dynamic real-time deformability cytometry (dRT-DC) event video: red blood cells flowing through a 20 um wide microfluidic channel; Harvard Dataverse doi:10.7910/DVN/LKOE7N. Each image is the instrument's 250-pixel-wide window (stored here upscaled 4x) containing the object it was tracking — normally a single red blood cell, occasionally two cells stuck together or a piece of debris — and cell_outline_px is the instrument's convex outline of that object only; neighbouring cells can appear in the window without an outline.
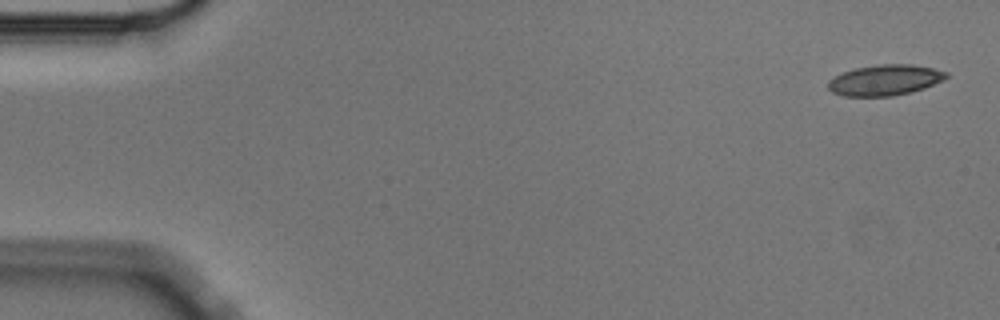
{"species": "Egyptian fruit bat (a non-hibernating species)", "species_latin": "Rousettus aegyptiacus", "temperature_condition": "cold", "stored_images_in_passage": 6, "camera_frame_rate_fps": 3000, "um_per_image_px": 0.085, "animal": {"sex": "male"}, "frame": {"image": 1, "passage_image": 1, "time_ms": 0.0, "image_size_px": [1000, 320], "cell_outline_px": [[948, 76], [944, 80], [924, 88], [912, 92], [892, 96], [844, 96], [832, 92], [828, 88], [828, 80], [844, 72], [856, 68], [880, 64], [912, 64], [932, 68], [948, 72]], "centroid_in_image_um": [75.24, 6.81], "position_along_channel_um": 9.8, "area_um2": 21.1}}
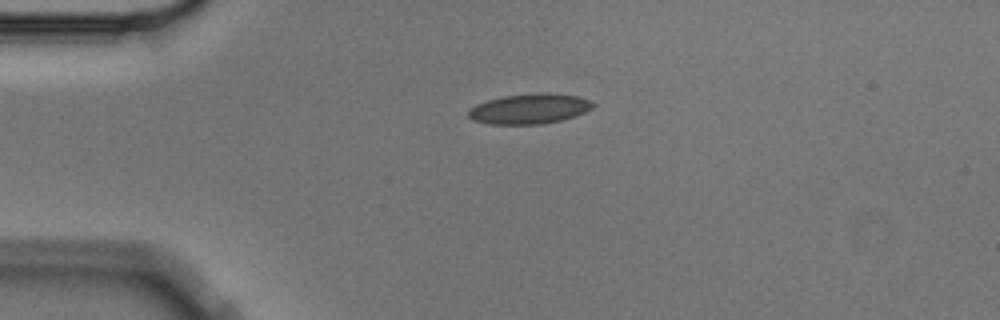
{"frame": {"image": 2, "passage_image": 4, "time_ms": 1.0, "image_size_px": [1000, 320], "cell_outline_px": [[596, 104], [592, 108], [576, 116], [560, 120], [540, 124], [488, 124], [472, 120], [468, 116], [468, 112], [476, 104], [500, 96], [540, 92], [548, 92], [576, 96], [592, 100]], "centroid_in_image_um": [45.02, 9.23], "position_along_channel_um": 40.0, "area_um2": 22.02}}
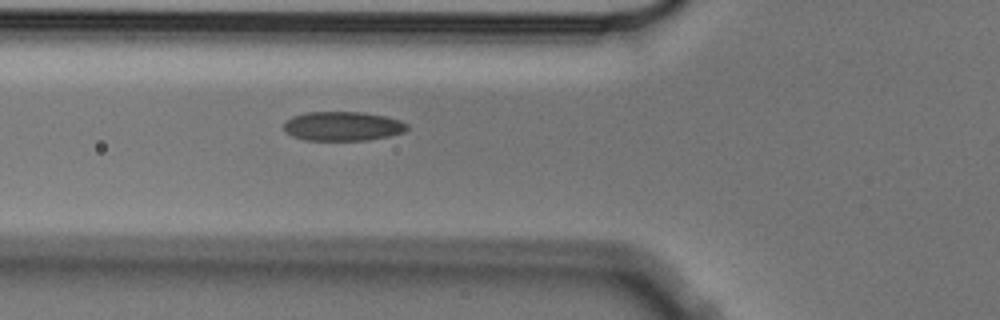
{"frame": {"image": 3, "passage_image": 6, "time_ms": 1.667, "image_size_px": [1000, 320], "cell_outline_px": [[408, 128], [404, 132], [388, 136], [368, 140], [304, 140], [292, 136], [284, 128], [284, 124], [292, 116], [308, 112], [364, 112], [384, 116], [400, 120], [408, 124]], "centroid_in_image_um": [29.15, 10.72], "position_along_channel_um": 96.6, "area_um2": 20.92}}